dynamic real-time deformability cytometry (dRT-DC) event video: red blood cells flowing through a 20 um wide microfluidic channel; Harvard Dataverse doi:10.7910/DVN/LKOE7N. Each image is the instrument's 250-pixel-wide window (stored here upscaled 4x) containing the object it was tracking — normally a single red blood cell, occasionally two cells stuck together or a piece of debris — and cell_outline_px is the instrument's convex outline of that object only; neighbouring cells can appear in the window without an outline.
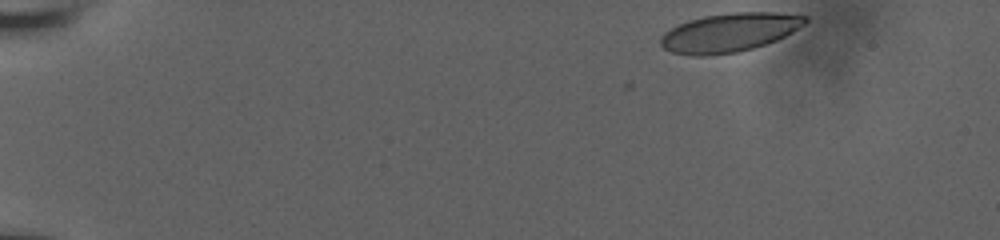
{"species": "human", "species_latin": "Homo sapiens", "temperature_condition": "room temperature", "stored_images_in_passage": 44, "camera_frame_rate_fps": 3000, "um_per_image_px": 0.085, "donor": {"sex": "male"}, "frame": {"image": 1, "passage_image": 1, "time_ms": 0.0, "image_size_px": [1000, 240], "cell_outline_px": [[808, 20], [804, 24], [792, 32], [776, 40], [752, 48], [736, 52], [704, 56], [692, 56], [672, 52], [664, 48], [660, 44], [660, 36], [664, 32], [688, 20], [704, 16], [732, 12], [776, 12], [808, 16]], "centroid_in_image_um": [61.98, 2.76], "position_along_channel_um": 23.0, "area_um2": 32.54}}
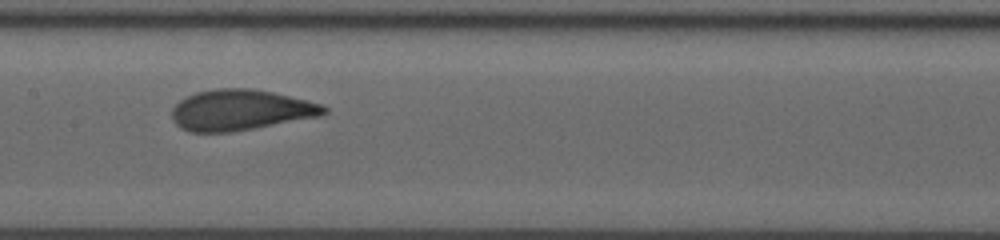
{"frame": {"image": 2, "passage_image": 24, "time_ms": 7.667, "image_size_px": [1000, 240], "cell_outline_px": [[328, 112], [320, 116], [232, 132], [192, 132], [180, 128], [172, 120], [172, 108], [180, 100], [196, 92], [216, 88], [252, 88], [272, 92], [320, 104], [328, 108]], "centroid_in_image_um": [20.41, 9.35], "position_along_channel_um": 187.0, "area_um2": 35.89}}
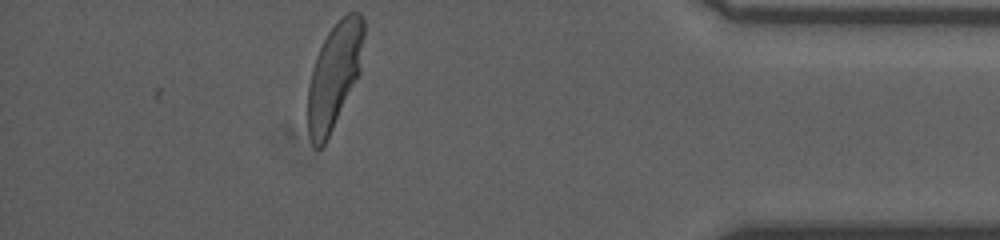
{"frame": {"image": 3, "passage_image": 44, "time_ms": 14.333, "image_size_px": [1000, 240], "cell_outline_px": [[364, 36], [360, 72], [324, 144], [320, 148], [316, 148], [312, 144], [308, 136], [308, 84], [312, 68], [316, 56], [328, 32], [348, 12], [360, 12], [364, 20]], "centroid_in_image_um": [28.41, 6.41], "position_along_channel_um": 406.8, "area_um2": 33.93}, "authors_computed_cell_mechanics": {"area_um2": 35.2291, "velocity_mm_per_s": 3.8381, "shape_relaxation_time_tau1_ms": 5.1612, "shape_relaxation_time_tau2_ms": null, "deformation_change_tau1": 0.1811, "deformation_change_tau2": null}}